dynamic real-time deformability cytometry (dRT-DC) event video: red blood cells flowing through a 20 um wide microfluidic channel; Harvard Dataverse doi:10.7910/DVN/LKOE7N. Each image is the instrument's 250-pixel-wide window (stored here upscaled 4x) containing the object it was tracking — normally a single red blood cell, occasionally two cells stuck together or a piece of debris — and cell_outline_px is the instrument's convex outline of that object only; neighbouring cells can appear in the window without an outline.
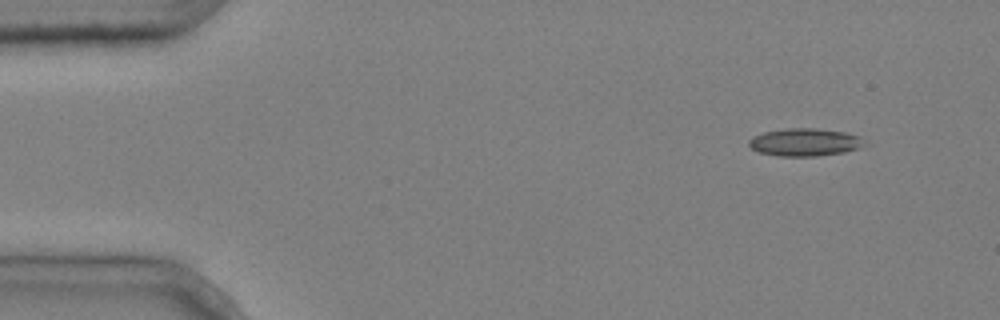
{"species": "common noctule bat (a hibernating species)", "species_latin": "Nyctalus noctula", "temperature_condition": "cold", "stored_images_in_passage": 5, "camera_frame_rate_fps": 3000, "um_per_image_px": 0.085, "animal": {"sex": "male", "body_mass_g": 20.4}, "frame": {"image": 1, "passage_image": 1, "time_ms": 0.0, "image_size_px": [1000, 320], "cell_outline_px": [[868, 144], [860, 148], [844, 152], [816, 156], [776, 156], [760, 152], [752, 148], [748, 144], [748, 140], [752, 136], [764, 132], [788, 128], [816, 128], [848, 132], [860, 136]], "centroid_in_image_um": [68.45, 12.08], "position_along_channel_um": 16.5, "area_um2": 18.9}}
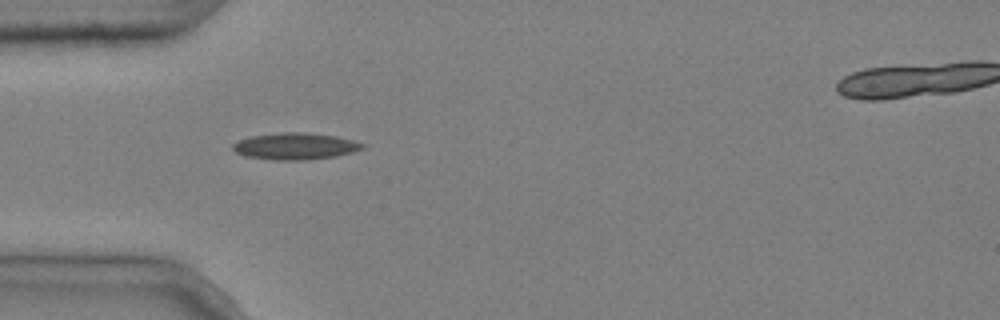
{"frame": {"image": 2, "passage_image": 4, "time_ms": 1.0, "image_size_px": [1000, 320], "cell_outline_px": [[364, 148], [352, 152], [336, 156], [304, 160], [276, 160], [244, 156], [236, 152], [232, 148], [232, 144], [240, 140], [252, 136], [280, 132], [304, 132], [336, 136], [352, 140], [364, 144]], "centroid_in_image_um": [25.08, 12.43], "position_along_channel_um": 59.9, "area_um2": 20.06}}